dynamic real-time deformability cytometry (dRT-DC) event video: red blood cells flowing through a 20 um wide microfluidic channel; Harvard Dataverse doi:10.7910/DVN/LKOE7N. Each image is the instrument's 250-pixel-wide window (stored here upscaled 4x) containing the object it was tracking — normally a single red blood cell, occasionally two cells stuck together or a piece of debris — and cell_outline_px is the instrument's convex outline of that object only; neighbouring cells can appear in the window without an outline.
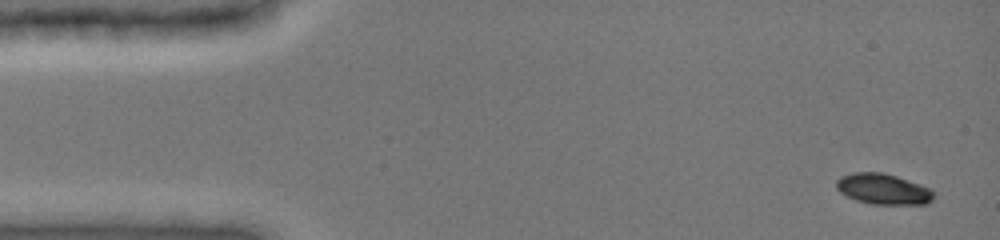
{"species": "common noctule bat (a hibernating species)", "species_latin": "Nyctalus noctula", "temperature_condition": "cold", "stored_images_in_passage": 7, "camera_frame_rate_fps": 3000, "um_per_image_px": 0.085, "animal": {"sex": "female", "body_mass_g": 19.0, "forearm_length_mm": 51.5}, "frame": {"image": 1, "passage_image": 1, "time_ms": 0.0, "image_size_px": [1000, 240], "cell_outline_px": [[932, 200], [924, 204], [872, 204], [856, 200], [840, 192], [836, 188], [836, 180], [844, 176], [856, 172], [880, 172], [896, 176], [928, 188], [932, 192]], "centroid_in_image_um": [75.03, 16.07], "position_along_channel_um": 10.0, "area_um2": 16.94}}
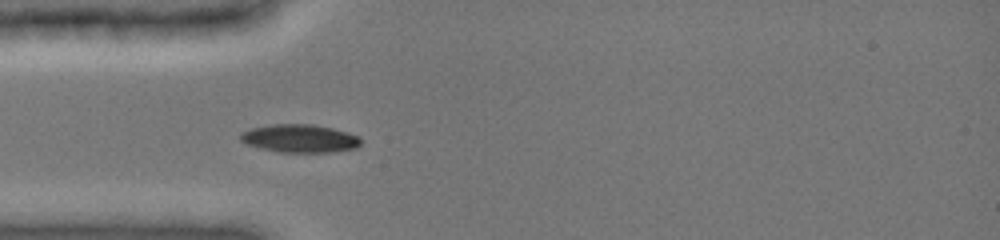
{"frame": {"image": 2, "passage_image": 6, "time_ms": 4.0, "image_size_px": [1000, 240], "cell_outline_px": [[360, 144], [356, 148], [332, 152], [280, 152], [260, 148], [248, 144], [240, 140], [240, 132], [252, 128], [272, 124], [312, 124], [332, 128], [360, 136]], "centroid_in_image_um": [25.48, 11.76], "position_along_channel_um": 59.5, "area_um2": 19.65}}